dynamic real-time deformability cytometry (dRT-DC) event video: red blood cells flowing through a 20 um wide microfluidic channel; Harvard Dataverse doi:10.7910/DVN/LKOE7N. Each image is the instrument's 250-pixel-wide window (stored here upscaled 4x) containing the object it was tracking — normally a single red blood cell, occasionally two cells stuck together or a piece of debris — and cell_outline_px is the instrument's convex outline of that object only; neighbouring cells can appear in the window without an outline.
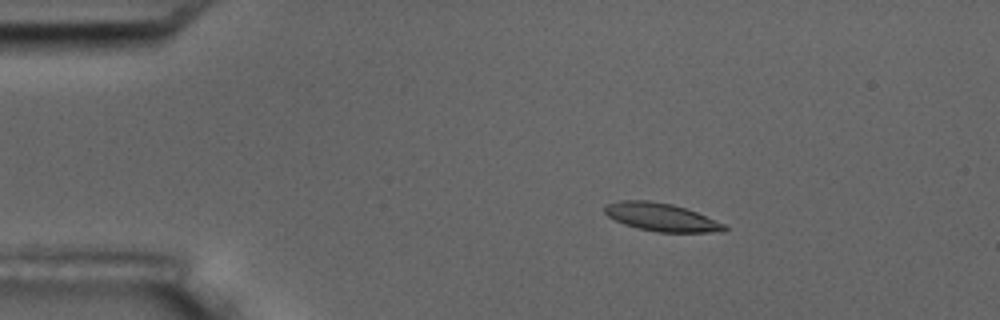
{"species": "common noctule bat (a hibernating species)", "species_latin": "Nyctalus noctula", "temperature_condition": "room temperature", "stored_images_in_passage": 4, "camera_frame_rate_fps": 3000, "um_per_image_px": 0.085, "animal": {"sex": "male", "body_mass_g": 17.5, "forearm_length_mm": 52.3}, "frame": {"image": 1, "passage_image": 2, "time_ms": 2.0, "image_size_px": [1000, 320], "cell_outline_px": [[728, 228], [724, 232], [660, 232], [636, 228], [624, 224], [608, 216], [604, 212], [604, 204], [620, 200], [648, 200], [672, 204], [696, 212], [724, 224]], "centroid_in_image_um": [56.17, 18.45], "position_along_channel_um": 28.8, "area_um2": 19.48}}